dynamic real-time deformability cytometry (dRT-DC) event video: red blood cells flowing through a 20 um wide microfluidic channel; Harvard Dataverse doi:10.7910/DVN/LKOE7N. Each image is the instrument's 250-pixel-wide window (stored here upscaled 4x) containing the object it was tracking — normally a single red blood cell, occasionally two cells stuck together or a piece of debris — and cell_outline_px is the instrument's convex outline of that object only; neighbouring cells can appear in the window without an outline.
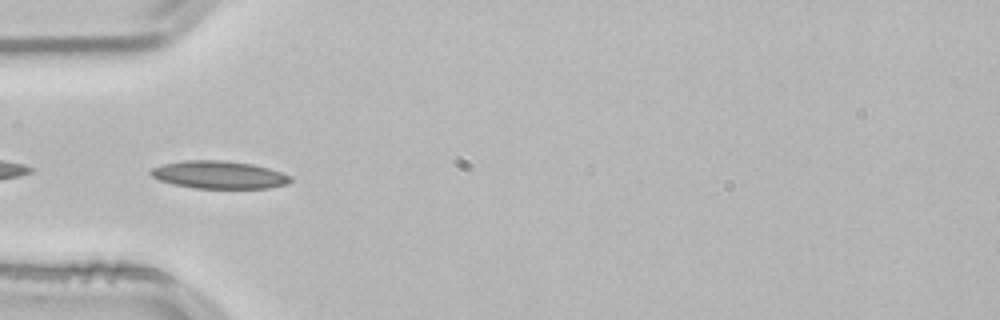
{"species": "common noctule bat (a hibernating species)", "species_latin": "Nyctalus noctula", "temperature_condition": "room temperature", "stored_images_in_passage": 36, "camera_frame_rate_fps": 3000, "um_per_image_px": 0.085, "animal": {"sex": "male", "body_mass_g": 21.5, "forearm_length_mm": 52.0}, "frame": {"image": 1, "passage_image": 16, "time_ms": 5.0, "image_size_px": [1000, 320], "cell_outline_px": [[292, 180], [288, 184], [268, 188], [196, 188], [176, 184], [160, 180], [152, 176], [148, 172], [152, 168], [164, 164], [184, 160], [224, 160], [252, 164], [268, 168], [292, 176]], "centroid_in_image_um": [18.64, 14.85], "position_along_channel_um": 66.4, "area_um2": 22.43}}
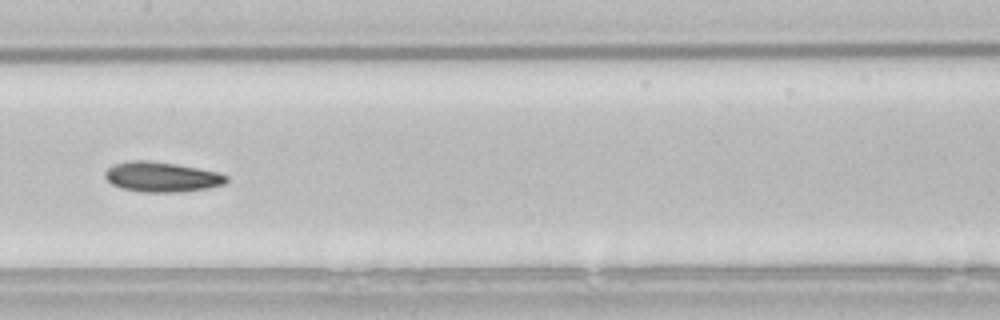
{"frame": {"image": 2, "passage_image": 26, "time_ms": 8.333, "image_size_px": [1000, 320], "cell_outline_px": [[228, 180], [224, 184], [208, 188], [180, 192], [140, 192], [120, 188], [112, 184], [104, 176], [104, 172], [108, 168], [116, 164], [128, 160], [148, 160], [176, 164], [216, 172], [228, 176]], "centroid_in_image_um": [13.72, 15.04], "position_along_channel_um": 193.7, "area_um2": 21.21}}